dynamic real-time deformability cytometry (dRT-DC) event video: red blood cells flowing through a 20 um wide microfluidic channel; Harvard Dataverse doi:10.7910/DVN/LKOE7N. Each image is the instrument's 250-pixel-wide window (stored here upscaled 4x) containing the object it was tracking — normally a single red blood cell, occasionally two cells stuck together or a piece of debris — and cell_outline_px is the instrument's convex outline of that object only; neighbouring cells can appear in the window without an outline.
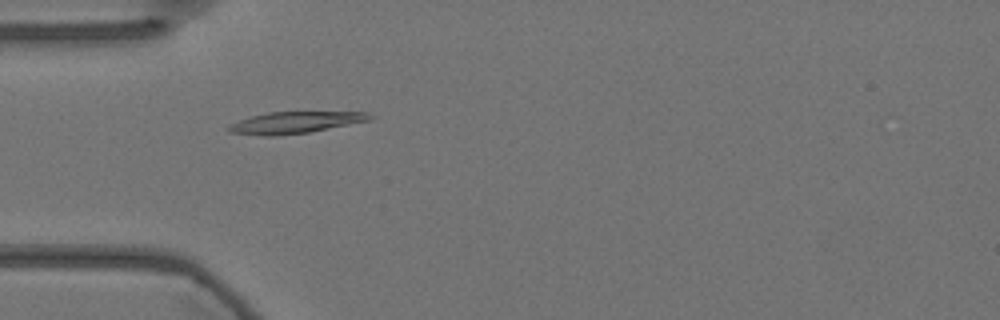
{"species": "Egyptian fruit bat (a non-hibernating species)", "species_latin": "Rousettus aegyptiacus", "temperature_condition": "warm", "stored_images_in_passage": 57, "camera_frame_rate_fps": 3000, "um_per_image_px": 0.085, "animal": {"sex": "female"}, "frame": {"image": 1, "passage_image": 17, "time_ms": 5.333, "image_size_px": [1000, 320], "cell_outline_px": [[376, 116], [372, 120], [308, 132], [276, 136], [260, 136], [228, 132], [228, 124], [252, 116], [268, 112], [368, 112]], "centroid_in_image_um": [25.1, 10.41], "position_along_channel_um": 59.9, "area_um2": 17.86}}
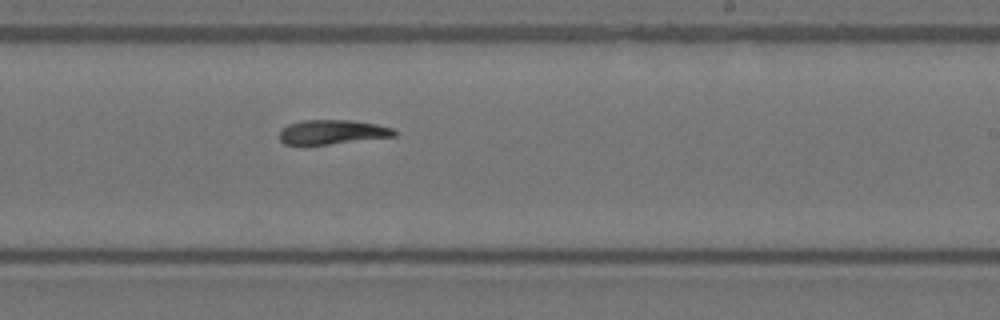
{"frame": {"image": 2, "passage_image": 34, "time_ms": 11.0, "image_size_px": [1000, 320], "cell_outline_px": [[396, 136], [328, 144], [284, 144], [280, 140], [280, 128], [288, 124], [304, 120], [352, 120], [376, 124], [392, 128], [396, 132]], "centroid_in_image_um": [28.23, 11.21], "position_along_channel_um": 260.8, "area_um2": 16.18}}
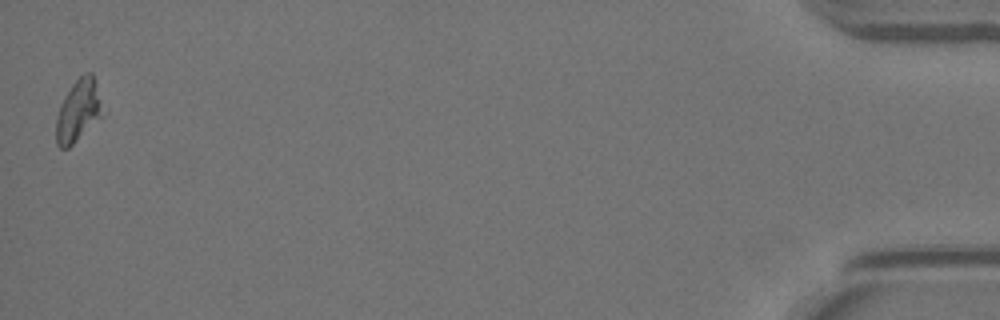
{"frame": {"image": 3, "passage_image": 56, "time_ms": 18.333, "image_size_px": [1000, 320], "cell_outline_px": [[108, 112], [104, 116], [68, 148], [60, 148], [56, 144], [56, 116], [60, 104], [64, 96], [72, 84], [84, 72], [92, 72]], "centroid_in_image_um": [6.72, 9.39], "position_along_channel_um": 428.5, "area_um2": 17.57}}